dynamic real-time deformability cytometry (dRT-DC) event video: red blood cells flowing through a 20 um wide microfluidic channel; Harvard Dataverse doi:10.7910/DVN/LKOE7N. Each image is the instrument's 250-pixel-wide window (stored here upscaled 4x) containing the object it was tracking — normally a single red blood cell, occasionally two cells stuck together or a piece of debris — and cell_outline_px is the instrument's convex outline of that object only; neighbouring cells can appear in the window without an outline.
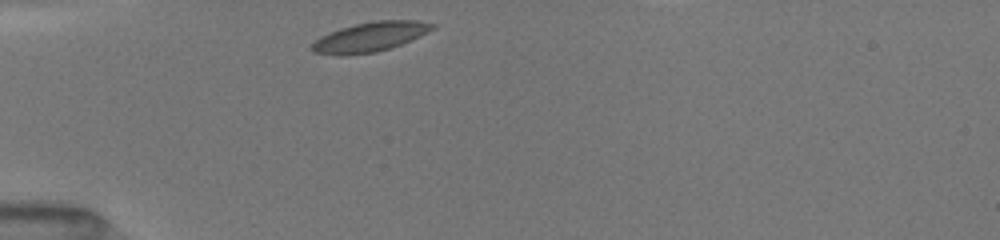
{"species": "common noctule bat (a hibernating species)", "species_latin": "Nyctalus noctula", "temperature_condition": "room temperature", "stored_images_in_passage": 33, "camera_frame_rate_fps": 3000, "um_per_image_px": 0.085, "animal": {"sex": "female", "body_mass_g": 19.5, "forearm_length_mm": 54.1}, "frame": {"image": 1, "passage_image": 1, "time_ms": 0.0, "image_size_px": [1000, 240], "cell_outline_px": [[436, 28], [420, 36], [400, 44], [376, 52], [348, 56], [312, 52], [312, 44], [320, 36], [340, 28], [356, 24], [376, 20], [416, 20], [436, 24]], "centroid_in_image_um": [31.47, 3.13], "position_along_channel_um": 53.5, "area_um2": 20.69}}
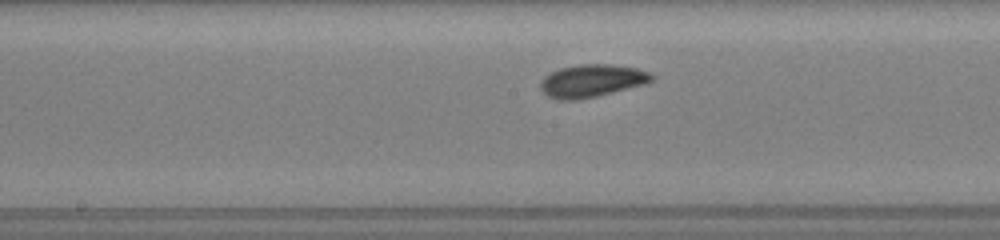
{"frame": {"image": 2, "passage_image": 13, "time_ms": 4.0, "image_size_px": [1000, 240], "cell_outline_px": [[656, 76], [652, 80], [644, 84], [596, 96], [576, 100], [560, 100], [548, 96], [540, 88], [540, 84], [544, 76], [560, 68], [580, 64], [612, 64], [636, 68], [648, 72]], "centroid_in_image_um": [50.3, 6.86], "position_along_channel_um": 197.9, "area_um2": 20.98}}
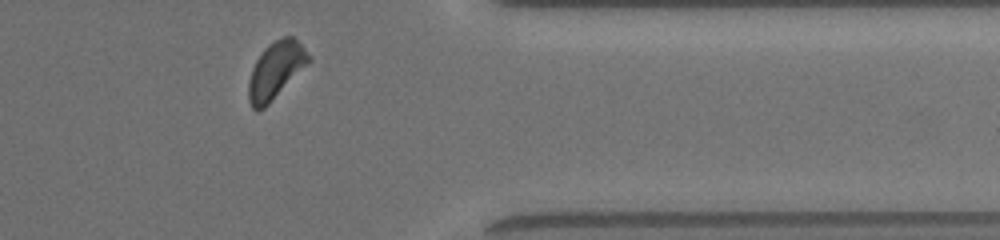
{"frame": {"image": 3, "passage_image": 28, "time_ms": 9.0, "image_size_px": [1000, 240], "cell_outline_px": [[312, 60], [264, 108], [256, 112], [252, 108], [248, 100], [248, 84], [252, 68], [256, 60], [264, 48], [268, 44], [284, 36], [292, 36], [312, 56]], "centroid_in_image_um": [23.43, 5.98], "position_along_channel_um": 388.0, "area_um2": 19.83}}